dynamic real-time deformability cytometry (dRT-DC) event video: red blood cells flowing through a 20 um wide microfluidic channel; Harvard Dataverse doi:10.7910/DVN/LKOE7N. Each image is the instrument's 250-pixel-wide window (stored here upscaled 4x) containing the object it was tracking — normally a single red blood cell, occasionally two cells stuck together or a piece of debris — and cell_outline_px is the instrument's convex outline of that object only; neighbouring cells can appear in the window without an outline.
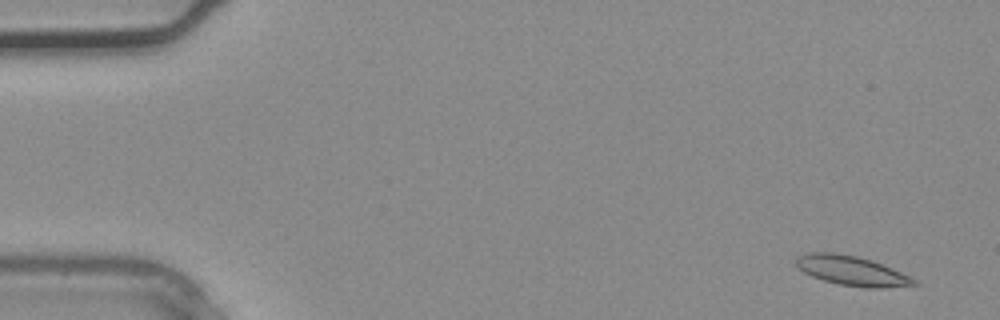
{"species": "common noctule bat (a hibernating species)", "species_latin": "Nyctalus noctula", "temperature_condition": "warm", "stored_images_in_passage": 36, "camera_frame_rate_fps": 3000, "um_per_image_px": 0.085, "animal": {"sex": "male", "body_mass_g": 20.4}, "frame": {"image": 1, "passage_image": 2, "time_ms": 0.333, "image_size_px": [1000, 320], "cell_outline_px": [[920, 284], [880, 288], [864, 288], [840, 284], [824, 280], [812, 276], [796, 268], [796, 260], [800, 256], [808, 252], [832, 252], [856, 256], [880, 264], [900, 272], [916, 280]], "centroid_in_image_um": [72.36, 23.02], "position_along_channel_um": 12.6, "area_um2": 19.94}}
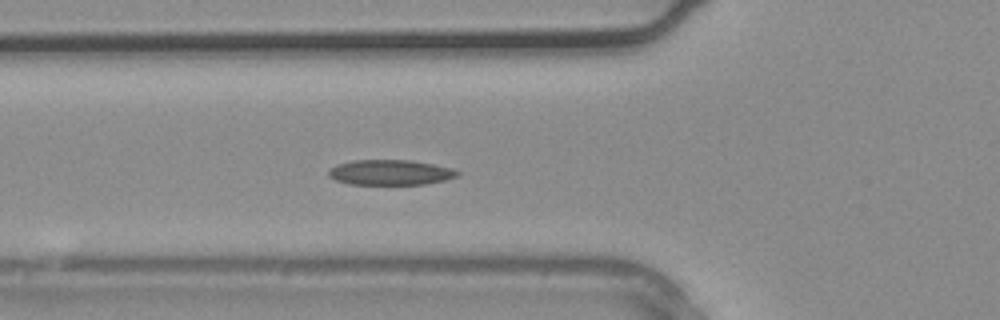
{"frame": {"image": 2, "passage_image": 13, "time_ms": 4.0, "image_size_px": [1000, 320], "cell_outline_px": [[460, 176], [444, 180], [424, 184], [348, 184], [336, 180], [328, 176], [328, 172], [336, 164], [352, 160], [412, 160], [452, 168], [460, 172]], "centroid_in_image_um": [33.18, 14.65], "position_along_channel_um": 92.6, "area_um2": 18.96}}